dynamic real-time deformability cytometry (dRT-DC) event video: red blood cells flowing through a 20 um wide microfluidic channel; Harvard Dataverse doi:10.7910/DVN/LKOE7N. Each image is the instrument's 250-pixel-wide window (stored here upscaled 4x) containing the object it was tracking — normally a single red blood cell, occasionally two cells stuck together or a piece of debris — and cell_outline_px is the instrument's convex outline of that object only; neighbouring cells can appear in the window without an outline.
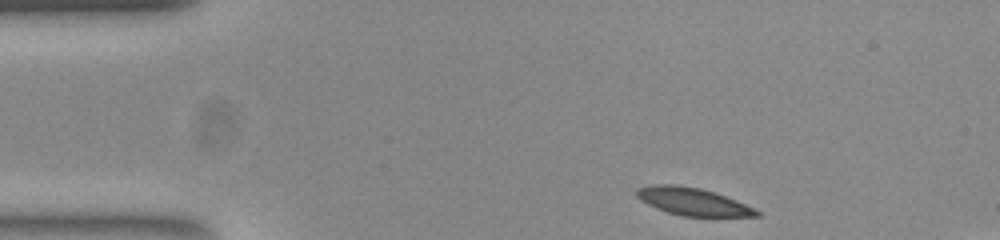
{"species": "common noctule bat (a hibernating species)", "species_latin": "Nyctalus noctula", "temperature_condition": "room temperature", "stored_images_in_passage": 47, "segment_of_instrument_passage": [1, 2], "camera_frame_rate_fps": 3000, "um_per_image_px": 0.085, "animal": {"sex": "female", "body_mass_g": 23.0, "forearm_length_mm": 53.4}, "frame": {"image": 1, "passage_image": 1, "time_ms": 0.0, "image_size_px": [1000, 240], "cell_outline_px": [[760, 216], [680, 216], [656, 208], [640, 200], [636, 196], [636, 188], [652, 184], [676, 184], [700, 188], [736, 200], [756, 208], [760, 212]], "centroid_in_image_um": [58.86, 17.12], "position_along_channel_um": 26.1, "area_um2": 19.25}}
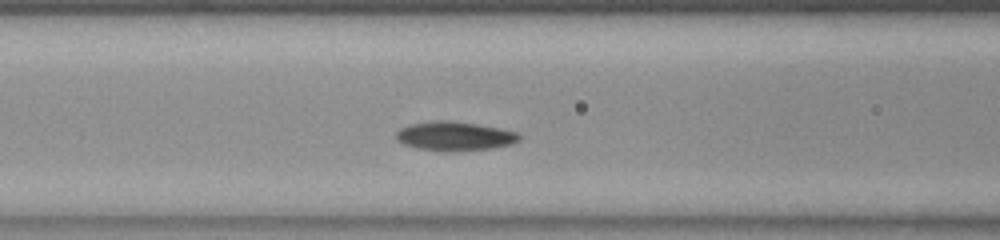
{"frame": {"image": 2, "passage_image": 14, "time_ms": 4.333, "image_size_px": [1000, 240], "cell_outline_px": [[520, 140], [512, 144], [488, 148], [452, 152], [444, 152], [416, 148], [404, 144], [396, 140], [396, 132], [400, 128], [412, 124], [436, 120], [448, 120], [476, 124], [520, 132]], "centroid_in_image_um": [38.64, 11.58], "position_along_channel_um": 128.0, "area_um2": 20.92}}
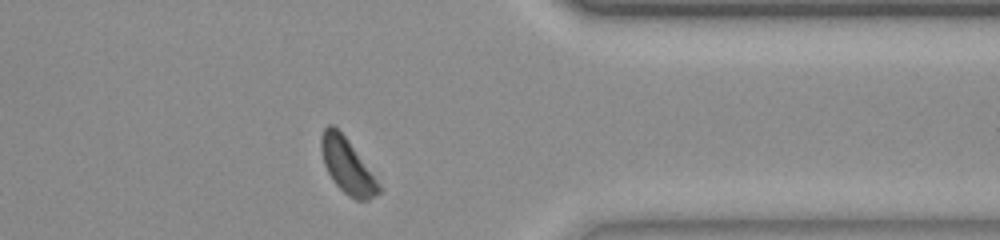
{"frame": {"image": 3, "passage_image": 35, "time_ms": 11.333, "image_size_px": [1000, 240], "cell_outline_px": [[384, 188], [380, 192], [368, 200], [356, 200], [348, 196], [332, 180], [324, 164], [320, 148], [320, 136], [324, 128], [328, 124], [332, 124], [348, 140]], "centroid_in_image_um": [29.53, 14.11], "position_along_channel_um": 381.9, "area_um2": 18.5}}